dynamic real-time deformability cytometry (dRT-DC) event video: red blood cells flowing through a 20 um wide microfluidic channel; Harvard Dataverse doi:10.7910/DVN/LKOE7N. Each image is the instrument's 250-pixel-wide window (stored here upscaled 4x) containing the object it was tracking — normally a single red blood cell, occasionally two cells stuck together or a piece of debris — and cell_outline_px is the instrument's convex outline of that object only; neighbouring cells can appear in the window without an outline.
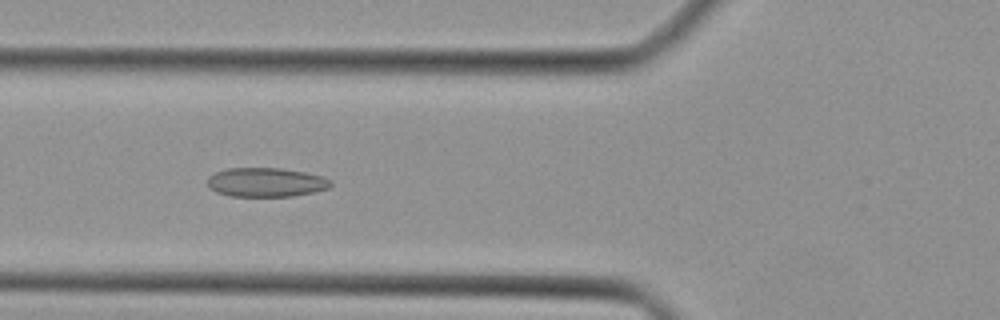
{"species": "Egyptian fruit bat (a non-hibernating species)", "species_latin": "Rousettus aegyptiacus", "temperature_condition": "cold", "stored_images_in_passage": 42, "camera_frame_rate_fps": 3000, "um_per_image_px": 0.085, "animal": {"sex": "female"}, "frame": {"image": 1, "passage_image": 17, "time_ms": 5.333, "image_size_px": [1000, 320], "cell_outline_px": [[332, 184], [328, 188], [312, 192], [292, 196], [232, 196], [216, 192], [208, 188], [208, 176], [216, 172], [228, 168], [280, 168], [304, 172], [320, 176], [332, 180]], "centroid_in_image_um": [22.58, 15.49], "position_along_channel_um": 103.2, "area_um2": 20.81}}
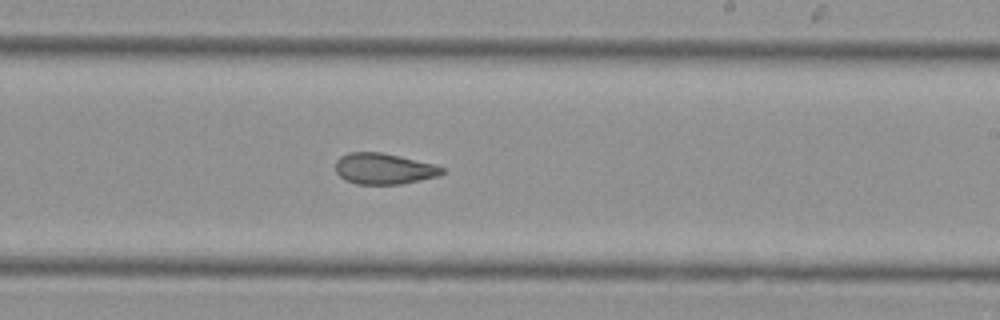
{"frame": {"image": 2, "passage_image": 27, "time_ms": 8.667, "image_size_px": [1000, 320], "cell_outline_px": [[444, 172], [440, 176], [400, 184], [356, 184], [344, 180], [336, 172], [336, 160], [340, 156], [348, 152], [380, 152], [432, 164], [444, 168]], "centroid_in_image_um": [32.59, 14.35], "position_along_channel_um": 256.4, "area_um2": 19.13}}
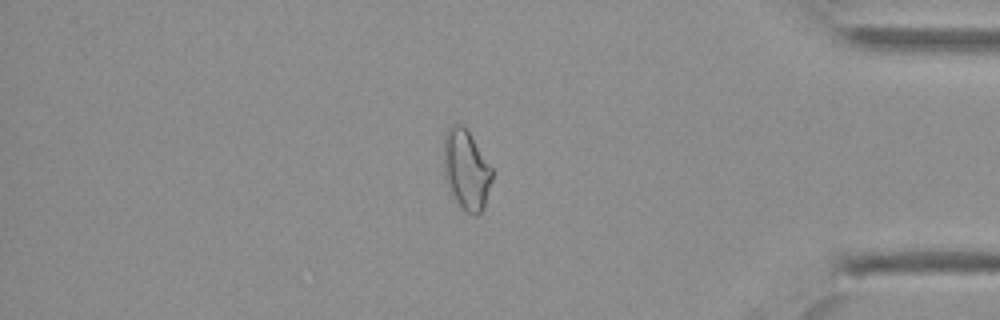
{"frame": {"image": 3, "passage_image": 38, "time_ms": 12.333, "image_size_px": [1000, 320], "cell_outline_px": [[492, 180], [484, 208], [476, 216], [472, 216], [464, 212], [456, 200], [444, 176], [444, 132], [452, 124], [460, 124], [468, 132], [492, 168]], "centroid_in_image_um": [39.63, 14.46], "position_along_channel_um": 395.6, "area_um2": 22.31}}